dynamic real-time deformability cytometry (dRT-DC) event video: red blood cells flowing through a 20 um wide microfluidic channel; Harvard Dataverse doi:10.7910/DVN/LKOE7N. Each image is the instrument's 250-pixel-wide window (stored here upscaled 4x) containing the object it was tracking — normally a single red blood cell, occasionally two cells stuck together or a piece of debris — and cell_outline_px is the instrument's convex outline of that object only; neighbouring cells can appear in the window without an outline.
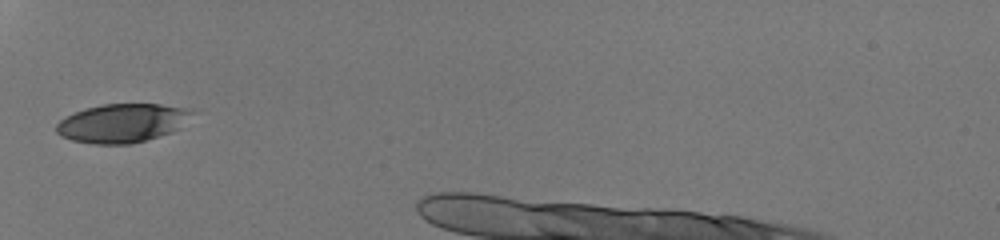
{"species": "human", "species_latin": "Homo sapiens", "temperature_condition": "room temperature", "stored_images_in_passage": 30, "camera_frame_rate_fps": 3000, "um_per_image_px": 0.085, "donor": {"sex": "male"}, "frame": {"image": 1, "passage_image": 1, "time_ms": 0.0, "image_size_px": [1000, 240], "cell_outline_px": [[196, 112], [180, 128], [172, 132], [132, 144], [92, 144], [72, 140], [60, 136], [56, 132], [56, 124], [60, 120], [84, 108], [100, 104], [160, 104], [192, 108]], "centroid_in_image_um": [10.43, 10.45], "position_along_channel_um": 74.6, "area_um2": 30.92}}
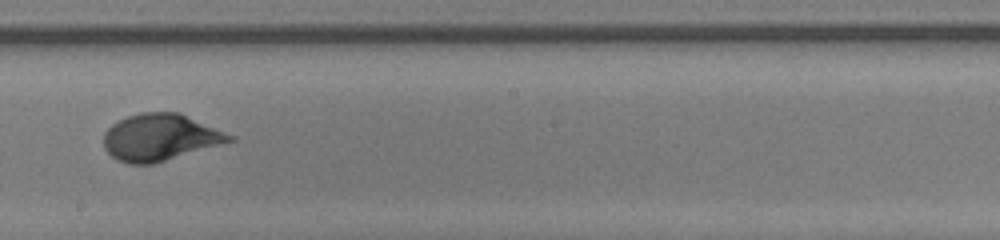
{"frame": {"image": 2, "passage_image": 13, "time_ms": 4.0, "image_size_px": [1000, 240], "cell_outline_px": [[236, 140], [152, 164], [128, 164], [116, 160], [104, 148], [104, 132], [116, 120], [140, 112], [180, 112], [236, 136]], "centroid_in_image_um": [13.61, 11.66], "position_along_channel_um": 234.6, "area_um2": 34.51}}
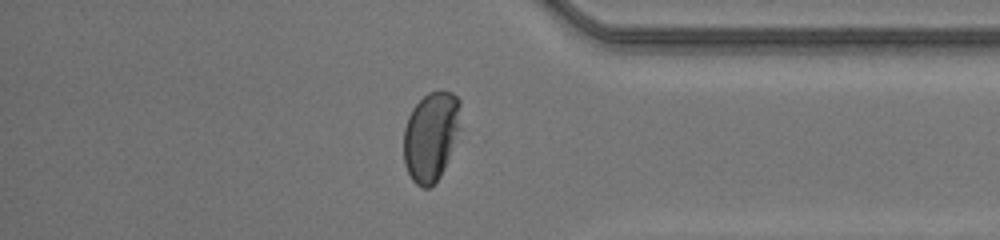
{"frame": {"image": 3, "passage_image": 25, "time_ms": 8.0, "image_size_px": [1000, 240], "cell_outline_px": [[464, 128], [440, 176], [428, 188], [424, 188], [416, 184], [412, 180], [404, 164], [404, 128], [408, 116], [412, 108], [428, 92], [440, 88], [452, 92], [460, 100]], "centroid_in_image_um": [36.7, 11.52], "position_along_channel_um": 398.5, "area_um2": 30.75}}